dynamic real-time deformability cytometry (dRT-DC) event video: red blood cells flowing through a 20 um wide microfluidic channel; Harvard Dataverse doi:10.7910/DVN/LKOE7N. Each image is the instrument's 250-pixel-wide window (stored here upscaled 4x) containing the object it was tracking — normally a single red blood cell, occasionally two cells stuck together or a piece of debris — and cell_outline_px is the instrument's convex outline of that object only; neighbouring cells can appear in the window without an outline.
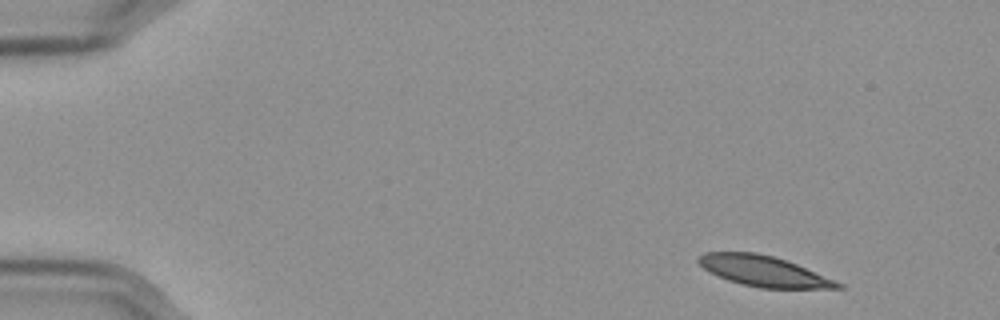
{"species": "Egyptian fruit bat (a non-hibernating species)", "species_latin": "Rousettus aegyptiacus", "temperature_condition": "cold", "stored_images_in_passage": 12, "camera_frame_rate_fps": 3000, "um_per_image_px": 0.085, "frame": {"image": 1, "passage_image": 1, "time_ms": 0.0, "image_size_px": [1000, 320], "cell_outline_px": [[844, 288], [760, 288], [728, 280], [704, 268], [696, 260], [704, 252], [756, 252], [772, 256], [796, 264], [844, 284]], "centroid_in_image_um": [64.92, 23.04], "position_along_channel_um": 20.1, "area_um2": 24.28}}